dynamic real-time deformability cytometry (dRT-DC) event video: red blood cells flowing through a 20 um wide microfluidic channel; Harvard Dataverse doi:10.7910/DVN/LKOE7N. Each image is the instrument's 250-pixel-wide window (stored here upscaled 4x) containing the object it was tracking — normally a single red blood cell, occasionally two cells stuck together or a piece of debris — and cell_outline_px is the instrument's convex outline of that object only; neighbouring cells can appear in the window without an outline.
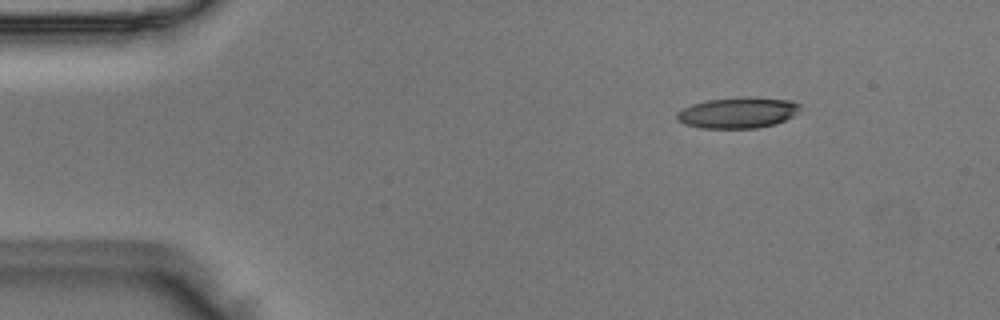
{"species": "Egyptian fruit bat (a non-hibernating species)", "species_latin": "Rousettus aegyptiacus", "temperature_condition": "room temperature", "stored_images_in_passage": 47, "camera_frame_rate_fps": 3000, "um_per_image_px": 0.085, "animal": {"sex": "male"}, "frame": {"image": 1, "passage_image": 4, "time_ms": 1.0, "image_size_px": [1000, 320], "cell_outline_px": [[800, 108], [792, 116], [776, 124], [756, 128], [700, 128], [684, 124], [676, 120], [676, 112], [692, 104], [708, 100], [792, 100], [800, 104]], "centroid_in_image_um": [62.64, 9.64], "position_along_channel_um": 22.4, "area_um2": 21.1}}
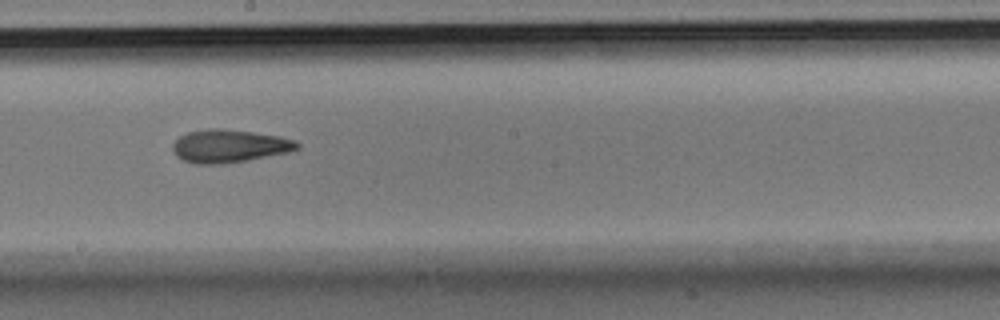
{"frame": {"image": 2, "passage_image": 25, "time_ms": 8.0, "image_size_px": [1000, 320], "cell_outline_px": [[300, 148], [288, 152], [248, 160], [224, 164], [192, 164], [176, 156], [172, 148], [172, 144], [180, 136], [188, 132], [208, 128], [224, 128], [280, 136], [296, 140], [300, 144]], "centroid_in_image_um": [19.49, 12.41], "position_along_channel_um": 228.7, "area_um2": 24.1}}
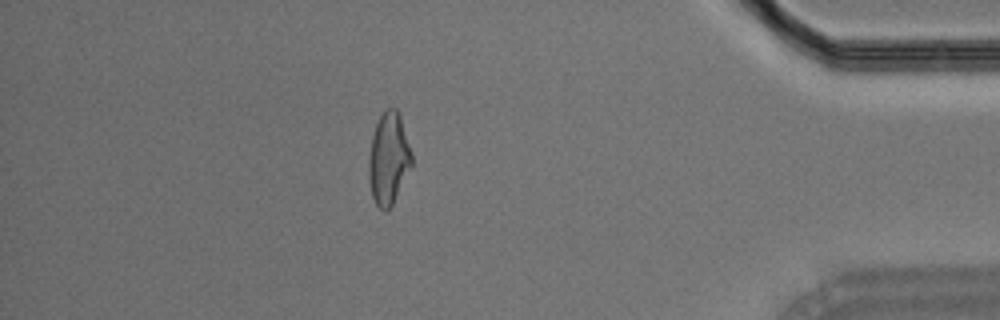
{"frame": {"image": 3, "passage_image": 41, "time_ms": 13.333, "image_size_px": [1000, 320], "cell_outline_px": [[412, 164], [392, 204], [384, 212], [376, 204], [372, 196], [368, 176], [368, 160], [372, 136], [376, 124], [380, 116], [388, 108], [396, 108], [400, 116], [412, 152]], "centroid_in_image_um": [33.02, 13.48], "position_along_channel_um": 402.2, "area_um2": 22.72}}